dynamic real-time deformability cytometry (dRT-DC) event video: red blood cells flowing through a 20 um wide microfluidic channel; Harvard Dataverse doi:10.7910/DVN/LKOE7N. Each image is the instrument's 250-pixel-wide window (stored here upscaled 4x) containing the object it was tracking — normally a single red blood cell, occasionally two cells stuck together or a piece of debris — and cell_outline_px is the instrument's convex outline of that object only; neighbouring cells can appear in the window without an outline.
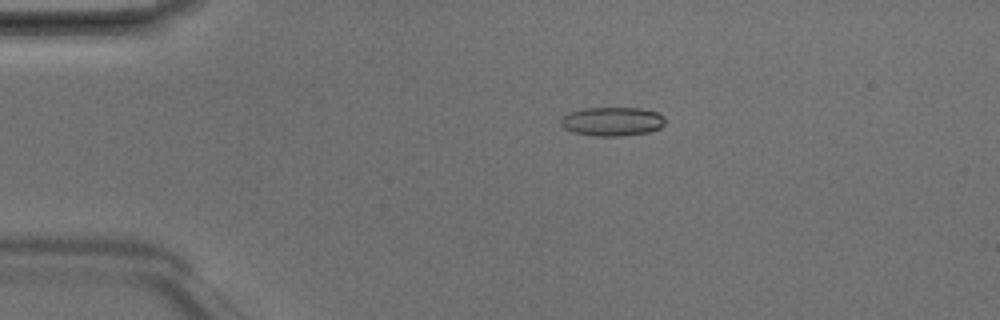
{"species": "Egyptian fruit bat (a non-hibernating species)", "species_latin": "Rousettus aegyptiacus", "temperature_condition": "room temperature", "stored_images_in_passage": 4, "camera_frame_rate_fps": 3000, "um_per_image_px": 0.085, "animal": {"sex": "male"}, "frame": {"image": 1, "passage_image": 3, "time_ms": 0.667, "image_size_px": [1000, 320], "cell_outline_px": [[664, 124], [660, 128], [648, 132], [620, 136], [596, 136], [572, 132], [564, 128], [560, 124], [560, 120], [568, 112], [584, 108], [640, 108], [656, 112], [664, 116]], "centroid_in_image_um": [52.02, 10.32], "position_along_channel_um": 33.0, "area_um2": 17.57}}